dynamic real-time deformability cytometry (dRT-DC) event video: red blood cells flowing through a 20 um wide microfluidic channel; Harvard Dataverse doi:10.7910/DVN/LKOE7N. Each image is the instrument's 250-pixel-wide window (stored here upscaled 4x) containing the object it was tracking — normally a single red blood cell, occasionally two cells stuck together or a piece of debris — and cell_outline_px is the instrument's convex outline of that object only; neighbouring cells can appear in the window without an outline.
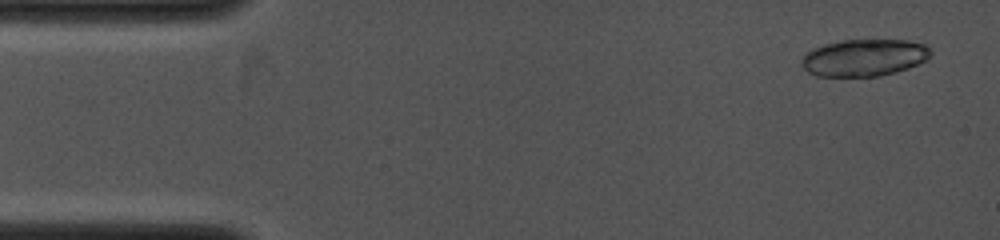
{"species": "common noctule bat (a hibernating species)", "species_latin": "Nyctalus noctula", "temperature_condition": "cold", "stored_images_in_passage": 3, "camera_frame_rate_fps": 4000, "um_per_image_px": 0.085, "animal": {"sex": "female", "body_mass_g": 19.0, "forearm_length_mm": 53.3}, "frame": {"image": 1, "passage_image": 1, "time_ms": 0.0, "image_size_px": [1000, 240], "cell_outline_px": [[932, 52], [924, 60], [908, 68], [896, 72], [880, 76], [816, 76], [808, 72], [800, 64], [800, 60], [812, 48], [824, 44], [840, 40], [908, 40], [928, 44]], "centroid_in_image_um": [73.44, 4.89], "position_along_channel_um": 11.6, "area_um2": 27.98}}